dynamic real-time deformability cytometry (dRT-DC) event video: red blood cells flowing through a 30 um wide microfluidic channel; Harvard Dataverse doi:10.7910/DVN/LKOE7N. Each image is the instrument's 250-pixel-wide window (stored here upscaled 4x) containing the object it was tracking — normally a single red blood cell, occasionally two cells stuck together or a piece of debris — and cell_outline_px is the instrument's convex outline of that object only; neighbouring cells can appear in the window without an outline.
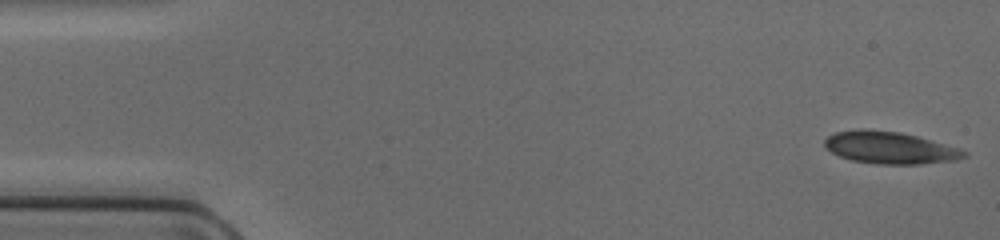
{"species": "common noctule bat (a hibernating species)", "species_latin": "Nyctalus noctula", "temperature_condition": "cold", "stored_images_in_passage": 47, "camera_frame_rate_fps": 3000, "um_per_image_px": 0.085, "animal": {"sex": "female", "body_mass_g": 17.0, "forearm_length_mm": 48.0}, "frame": {"image": 1, "passage_image": 1, "time_ms": 0.0, "image_size_px": [1000, 240], "cell_outline_px": [[968, 156], [956, 160], [920, 164], [876, 164], [852, 160], [840, 156], [832, 152], [824, 144], [824, 140], [828, 136], [836, 132], [860, 128], [864, 128], [900, 132], [916, 136], [956, 148], [968, 152]], "centroid_in_image_um": [75.61, 12.55], "position_along_channel_um": 9.4, "area_um2": 25.89}}
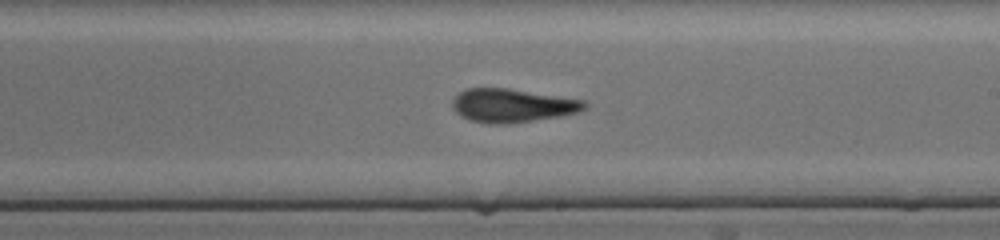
{"frame": {"image": 2, "passage_image": 27, "time_ms": 8.667, "image_size_px": [1000, 240], "cell_outline_px": [[588, 108], [576, 112], [560, 116], [504, 124], [488, 124], [472, 120], [460, 116], [452, 108], [452, 100], [460, 92], [468, 88], [508, 88], [584, 100], [588, 104]], "centroid_in_image_um": [43.53, 8.96], "position_along_channel_um": 245.5, "area_um2": 25.66}}
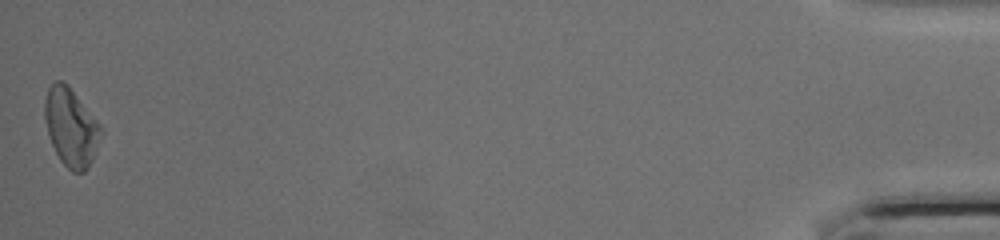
{"frame": {"image": 3, "passage_image": 47, "time_ms": 15.333, "image_size_px": [1000, 240], "cell_outline_px": [[104, 132], [92, 160], [88, 168], [84, 172], [72, 172], [60, 160], [52, 144], [48, 132], [44, 116], [44, 100], [48, 88], [56, 80], [60, 80], [68, 84], [100, 124]], "centroid_in_image_um": [6.05, 10.81], "position_along_channel_um": 429.2, "area_um2": 25.61}}